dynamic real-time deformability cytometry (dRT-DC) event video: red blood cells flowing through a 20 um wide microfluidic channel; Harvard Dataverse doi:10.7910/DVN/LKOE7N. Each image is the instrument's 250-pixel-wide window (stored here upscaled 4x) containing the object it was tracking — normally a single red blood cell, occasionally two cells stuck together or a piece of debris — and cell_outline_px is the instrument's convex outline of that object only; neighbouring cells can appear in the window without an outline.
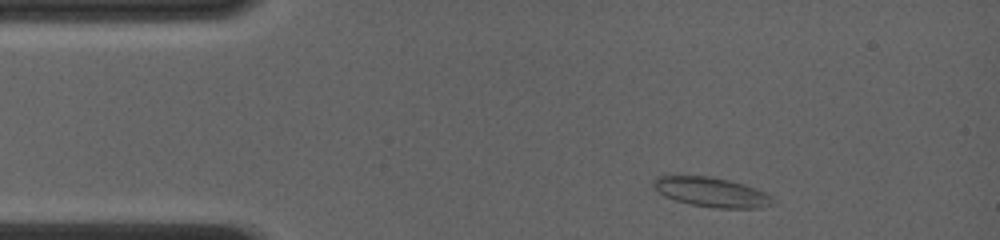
{"species": "common noctule bat (a hibernating species)", "species_latin": "Nyctalus noctula", "temperature_condition": "room temperature", "stored_images_in_passage": 30, "camera_frame_rate_fps": 4000, "um_per_image_px": 0.085, "animal": {"sex": "female", "body_mass_g": 19.0, "forearm_length_mm": 56.7}, "frame": {"image": 1, "passage_image": 3, "time_ms": 0.75, "image_size_px": [1000, 240], "cell_outline_px": [[776, 204], [760, 208], [716, 208], [692, 204], [676, 200], [664, 196], [652, 188], [652, 180], [656, 176], [712, 176], [744, 184], [764, 192], [772, 196], [776, 200]], "centroid_in_image_um": [60.48, 16.33], "position_along_channel_um": 24.5, "area_um2": 20.75}}
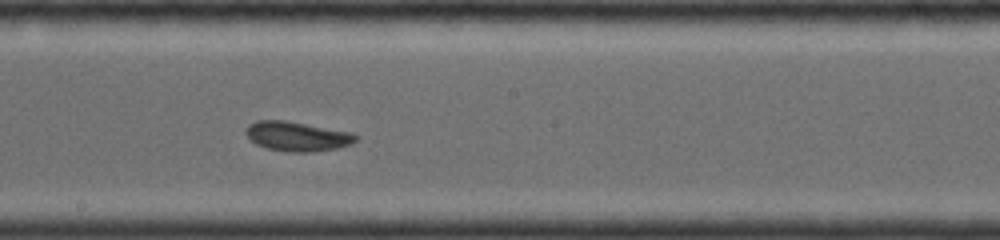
{"frame": {"image": 2, "passage_image": 17, "time_ms": 7.0, "image_size_px": [1000, 240], "cell_outline_px": [[356, 140], [352, 144], [336, 148], [312, 152], [288, 152], [268, 148], [256, 144], [244, 132], [248, 124], [256, 120], [284, 120], [352, 132], [356, 136]], "centroid_in_image_um": [25.24, 11.58], "position_along_channel_um": 223.0, "area_um2": 18.84}}
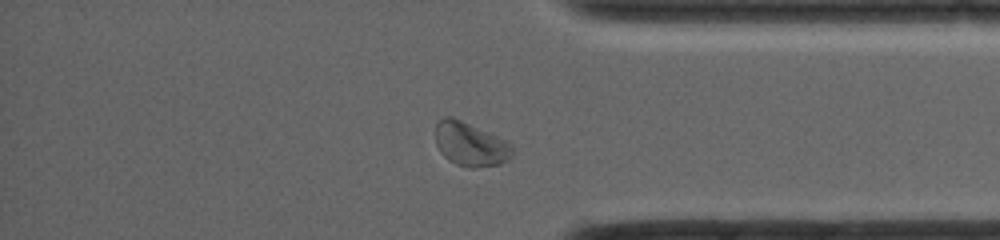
{"frame": {"image": 3, "passage_image": 27, "time_ms": 11.25, "image_size_px": [1000, 240], "cell_outline_px": [[516, 148], [512, 156], [508, 160], [500, 164], [476, 168], [468, 168], [456, 164], [448, 160], [440, 152], [436, 144], [436, 120], [444, 116], [452, 116], [508, 140]], "centroid_in_image_um": [40.01, 12.25], "position_along_channel_um": 395.2, "area_um2": 20.23}, "authors_computed_cell_mechanics": {"area_um2": 18.8428, "velocity_mm_per_s": 4.0906, "shape_relaxation_time_tau1_ms": 4.321, "shape_relaxation_time_tau2_ms": 1.8273, "deformation_change_tau1": 0.116, "deformation_change_tau2": 0.056}}